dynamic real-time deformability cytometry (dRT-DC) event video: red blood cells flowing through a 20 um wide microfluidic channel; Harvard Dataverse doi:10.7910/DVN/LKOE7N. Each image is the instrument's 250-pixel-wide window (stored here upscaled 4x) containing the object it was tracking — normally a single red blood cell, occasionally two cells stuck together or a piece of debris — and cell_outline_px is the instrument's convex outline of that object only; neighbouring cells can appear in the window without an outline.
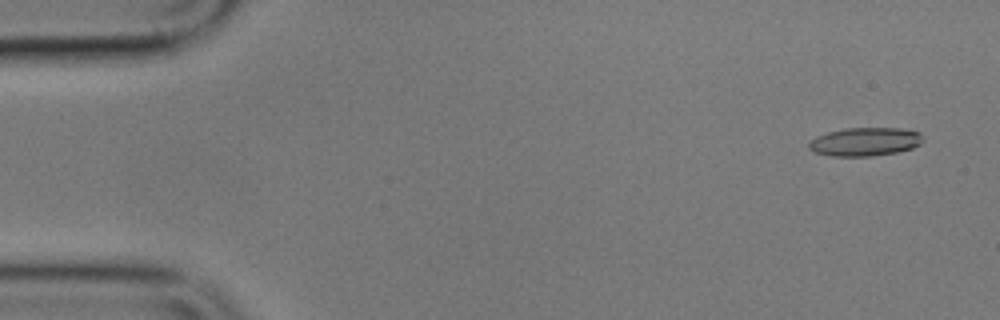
{"species": "common noctule bat (a hibernating species)", "species_latin": "Nyctalus noctula", "temperature_condition": "cold", "stored_images_in_passage": 5, "camera_frame_rate_fps": 3000, "um_per_image_px": 0.085, "animal": {"sex": "male", "body_mass_g": 17.9}, "frame": {"image": 1, "passage_image": 1, "time_ms": 0.0, "image_size_px": [1000, 320], "cell_outline_px": [[924, 140], [920, 144], [912, 148], [896, 152], [872, 156], [832, 156], [816, 152], [808, 148], [808, 144], [816, 136], [828, 132], [844, 128], [900, 128], [920, 132], [924, 136]], "centroid_in_image_um": [73.56, 12.04], "position_along_channel_um": 11.4, "area_um2": 18.96}}
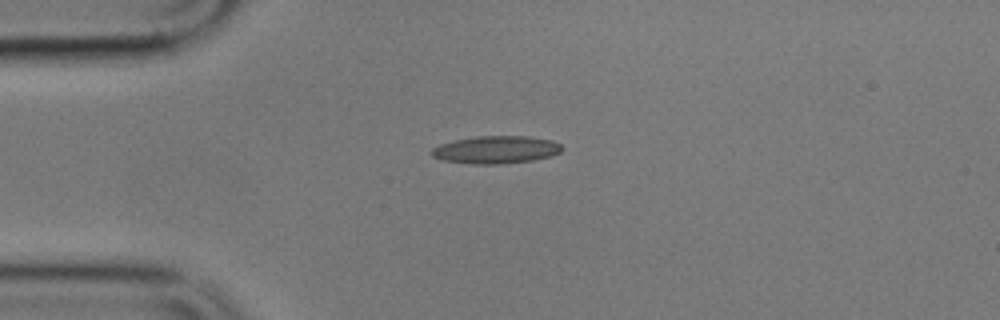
{"frame": {"image": 2, "passage_image": 4, "time_ms": 3.667, "image_size_px": [1000, 320], "cell_outline_px": [[564, 148], [560, 152], [552, 156], [532, 160], [500, 164], [472, 164], [444, 160], [432, 156], [428, 152], [432, 148], [440, 144], [456, 140], [476, 136], [528, 136], [552, 140], [560, 144]], "centroid_in_image_um": [42.16, 12.72], "position_along_channel_um": 42.8, "area_um2": 21.04}}